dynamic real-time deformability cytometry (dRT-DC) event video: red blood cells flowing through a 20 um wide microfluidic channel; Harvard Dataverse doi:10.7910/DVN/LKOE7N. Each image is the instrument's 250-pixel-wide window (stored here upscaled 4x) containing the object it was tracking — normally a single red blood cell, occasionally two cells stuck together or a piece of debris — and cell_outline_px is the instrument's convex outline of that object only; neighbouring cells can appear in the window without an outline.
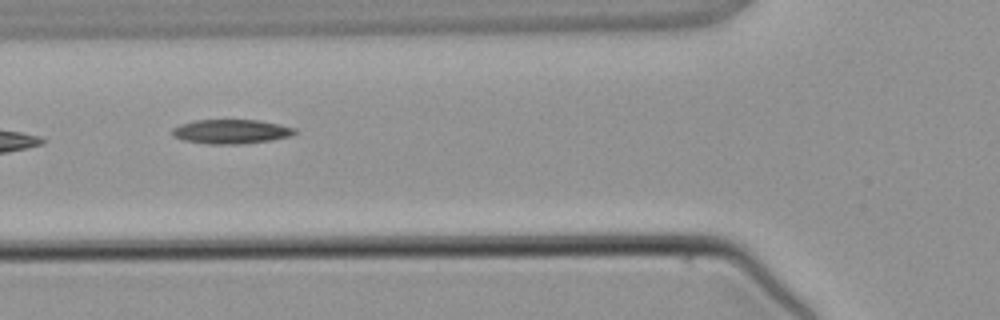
{"species": "common noctule bat (a hibernating species)", "species_latin": "Nyctalus noctula", "temperature_condition": "warm", "stored_images_in_passage": 2, "camera_frame_rate_fps": 3000, "um_per_image_px": 0.085, "animal": {"sex": "male", "body_mass_g": 21.5, "forearm_length_mm": 52.0}, "frame": {"image": 1, "passage_image": 2, "time_ms": 1.333, "image_size_px": [1000, 320], "cell_outline_px": [[296, 132], [292, 136], [272, 140], [240, 144], [208, 144], [184, 140], [172, 136], [172, 128], [180, 124], [196, 120], [260, 120], [280, 124], [296, 128]], "centroid_in_image_um": [19.66, 11.18], "position_along_channel_um": 106.1, "area_um2": 17.46}}